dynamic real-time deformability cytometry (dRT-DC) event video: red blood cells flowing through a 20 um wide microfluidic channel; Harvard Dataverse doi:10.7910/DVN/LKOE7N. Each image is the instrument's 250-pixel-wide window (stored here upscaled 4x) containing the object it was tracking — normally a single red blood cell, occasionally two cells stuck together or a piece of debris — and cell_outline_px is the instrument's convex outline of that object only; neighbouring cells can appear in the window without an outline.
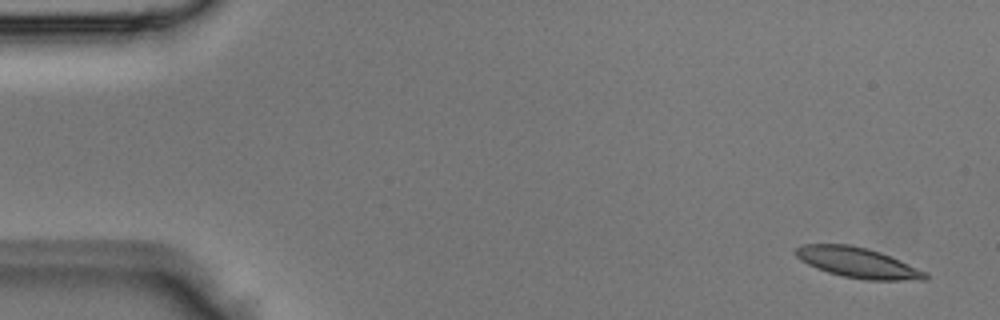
{"species": "Egyptian fruit bat (a non-hibernating species)", "species_latin": "Rousettus aegyptiacus", "temperature_condition": "room temperature", "stored_images_in_passage": 5, "camera_frame_rate_fps": 3000, "um_per_image_px": 0.085, "animal": {"sex": "male"}, "frame": {"image": 1, "passage_image": 1, "time_ms": 0.0, "image_size_px": [1000, 320], "cell_outline_px": [[928, 280], [868, 280], [844, 276], [828, 272], [816, 268], [800, 260], [796, 256], [796, 248], [804, 244], [848, 244], [868, 248], [880, 252], [900, 260], [928, 272]], "centroid_in_image_um": [72.94, 22.33], "position_along_channel_um": 12.1, "area_um2": 22.83}}
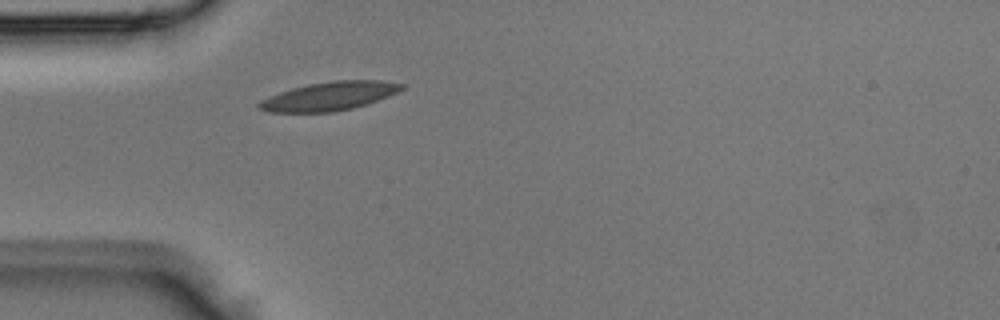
{"frame": {"image": 2, "passage_image": 5, "time_ms": 1.333, "image_size_px": [1000, 320], "cell_outline_px": [[404, 88], [388, 96], [352, 108], [332, 112], [268, 112], [260, 108], [256, 104], [260, 100], [280, 92], [292, 88], [308, 84], [332, 80], [380, 80], [404, 84]], "centroid_in_image_um": [27.97, 8.16], "position_along_channel_um": 57.0, "area_um2": 23.52}}